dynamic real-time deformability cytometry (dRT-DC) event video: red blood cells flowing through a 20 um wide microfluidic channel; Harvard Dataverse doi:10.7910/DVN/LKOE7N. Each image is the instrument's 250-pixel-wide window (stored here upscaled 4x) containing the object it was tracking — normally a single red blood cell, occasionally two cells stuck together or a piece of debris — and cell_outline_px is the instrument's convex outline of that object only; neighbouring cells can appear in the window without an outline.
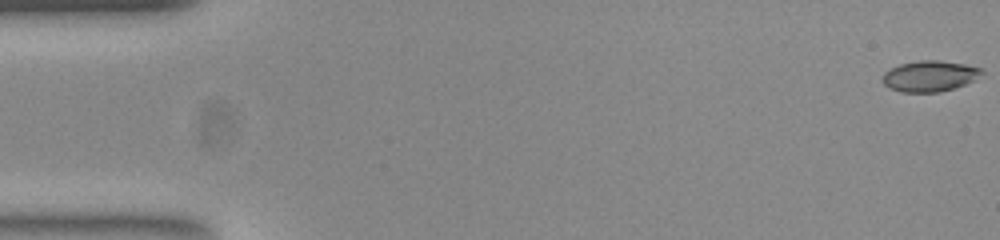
{"species": "common noctule bat (a hibernating species)", "species_latin": "Nyctalus noctula", "temperature_condition": "room temperature", "stored_images_in_passage": 53, "camera_frame_rate_fps": 3000, "um_per_image_px": 0.085, "animal": {"sex": "female", "body_mass_g": 23.0, "forearm_length_mm": 53.4}, "frame": {"image": 1, "passage_image": 1, "time_ms": 0.0, "image_size_px": [1000, 240], "cell_outline_px": [[984, 72], [972, 80], [964, 84], [940, 92], [900, 92], [888, 88], [880, 80], [884, 72], [900, 64], [920, 60], [936, 60], [964, 64], [980, 68]], "centroid_in_image_um": [78.95, 6.47], "position_along_channel_um": 6.0, "area_um2": 17.69}}
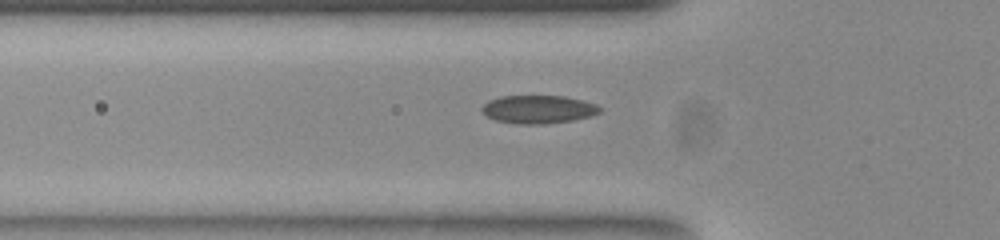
{"frame": {"image": 2, "passage_image": 18, "time_ms": 5.667, "image_size_px": [1000, 240], "cell_outline_px": [[600, 112], [592, 116], [572, 120], [544, 124], [520, 124], [496, 120], [488, 116], [480, 108], [488, 100], [500, 96], [564, 96], [596, 104], [600, 108]], "centroid_in_image_um": [45.75, 9.29], "position_along_channel_um": 80.1, "area_um2": 19.19}}
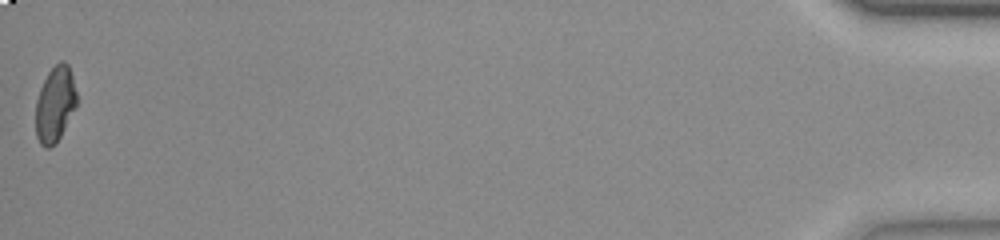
{"frame": {"image": 3, "passage_image": 53, "time_ms": 17.333, "image_size_px": [1000, 240], "cell_outline_px": [[76, 108], [56, 144], [48, 148], [44, 148], [40, 144], [36, 136], [36, 100], [40, 88], [48, 72], [60, 60], [64, 60], [68, 64], [72, 76], [76, 92]], "centroid_in_image_um": [4.68, 8.88], "position_along_channel_um": 430.5, "area_um2": 18.15}, "authors_computed_cell_mechanics": {"area_um2": 18.4382, "velocity_mm_per_s": 3.8817, "shape_relaxation_time_tau1_ms": null, "shape_relaxation_time_tau2_ms": 1.2823, "deformation_change_tau1": null, "deformation_change_tau2": 0.0562}}